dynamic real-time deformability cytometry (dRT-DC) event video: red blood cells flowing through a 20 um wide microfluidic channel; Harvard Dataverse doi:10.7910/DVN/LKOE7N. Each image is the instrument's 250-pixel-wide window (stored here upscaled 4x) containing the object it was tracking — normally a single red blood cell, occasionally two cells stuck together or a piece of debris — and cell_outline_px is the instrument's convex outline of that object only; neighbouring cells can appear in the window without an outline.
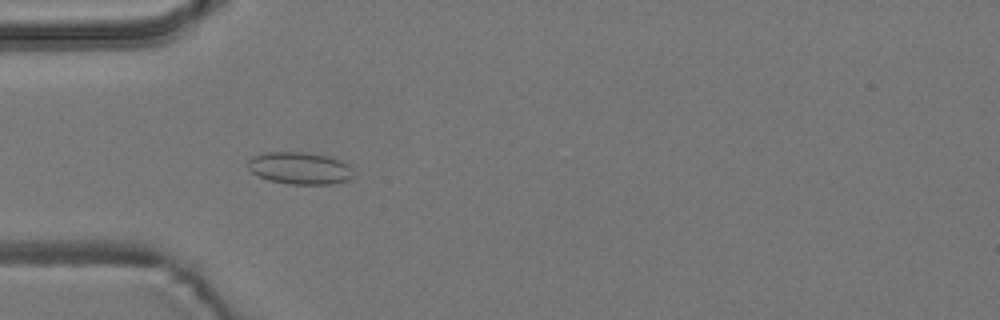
{"species": "common noctule bat (a hibernating species)", "species_latin": "Nyctalus noctula", "temperature_condition": "room temperature", "stored_images_in_passage": 56, "camera_frame_rate_fps": 3000, "um_per_image_px": 0.085, "animal": {"sex": "male", "body_mass_g": 19.2, "forearm_length_mm": 51.8}, "frame": {"image": 1, "passage_image": 17, "time_ms": 5.333, "image_size_px": [1000, 320], "cell_outline_px": [[352, 176], [348, 180], [332, 184], [292, 184], [268, 180], [252, 172], [248, 168], [248, 160], [252, 156], [264, 152], [304, 152], [332, 156], [348, 164], [352, 168]], "centroid_in_image_um": [25.49, 14.28], "position_along_channel_um": 59.5, "area_um2": 19.88}}
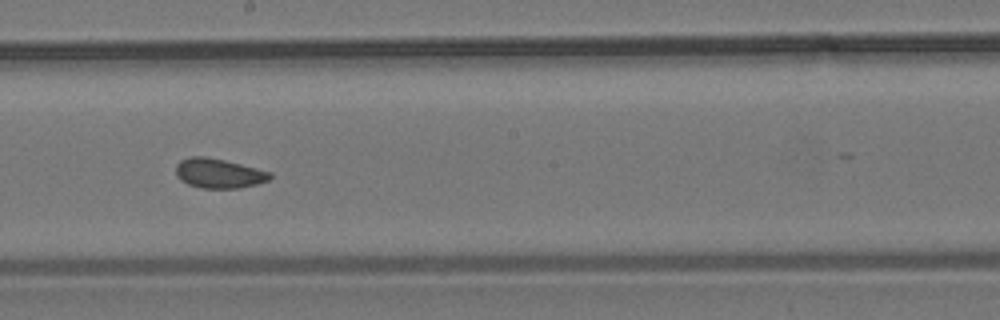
{"frame": {"image": 2, "passage_image": 31, "time_ms": 10.0, "image_size_px": [1000, 320], "cell_outline_px": [[272, 176], [268, 180], [256, 184], [240, 188], [200, 188], [188, 184], [180, 180], [176, 176], [176, 164], [180, 160], [192, 156], [204, 156], [224, 160], [272, 172]], "centroid_in_image_um": [18.57, 14.73], "position_along_channel_um": 229.6, "area_um2": 16.24}}
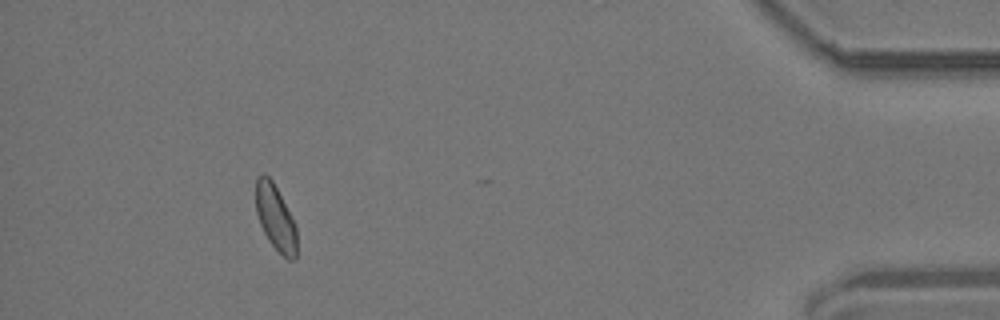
{"frame": {"image": 3, "passage_image": 51, "time_ms": 16.667, "image_size_px": [1000, 320], "cell_outline_px": [[296, 260], [288, 260], [268, 240], [260, 224], [256, 212], [256, 176], [264, 172], [272, 180], [296, 224]], "centroid_in_image_um": [23.41, 18.48], "position_along_channel_um": 411.8, "area_um2": 15.61}, "authors_computed_cell_mechanics": {"area_um2": 16.473, "velocity_mm_per_s": 3.7014, "shape_relaxation_time_tau1_ms": null, "shape_relaxation_time_tau2_ms": 1.1347, "deformation_change_tau1": null, "deformation_change_tau2": 0.0538}}